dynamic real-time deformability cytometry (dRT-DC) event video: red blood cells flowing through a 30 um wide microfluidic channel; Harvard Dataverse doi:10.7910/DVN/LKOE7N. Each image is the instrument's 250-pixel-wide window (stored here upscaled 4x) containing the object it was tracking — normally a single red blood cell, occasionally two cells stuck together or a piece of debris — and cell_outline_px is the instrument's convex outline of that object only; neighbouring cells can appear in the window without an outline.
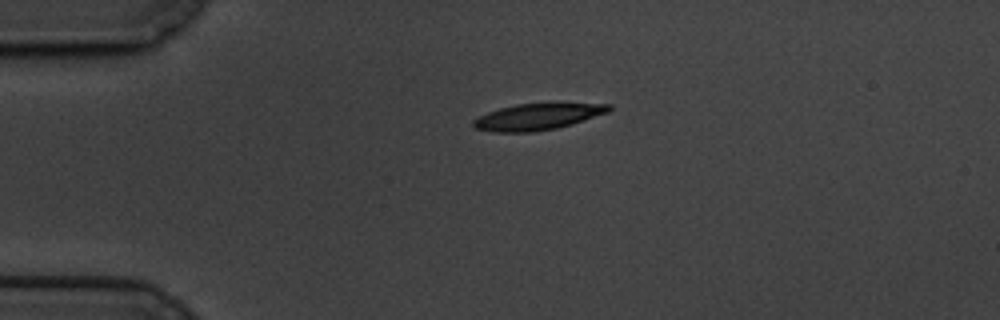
{"species": "common noctule bat (a hibernating species)", "species_latin": "Nyctalus noctula", "temperature_condition": "cold", "stored_images_in_passage": 47, "camera_frame_rate_fps": 3000, "um_per_image_px": 0.085, "animal": {"sex": "male", "body_mass_g": 19.5, "forearm_length_mm": 54.6}, "frame": {"image": 1, "passage_image": 1, "time_ms": 0.0, "image_size_px": [1000, 320], "cell_outline_px": [[612, 108], [608, 112], [572, 124], [556, 128], [532, 132], [492, 132], [476, 128], [472, 124], [472, 120], [488, 112], [500, 108], [516, 104], [612, 104]], "centroid_in_image_um": [45.66, 9.93], "position_along_channel_um": 39.3, "area_um2": 20.46}}
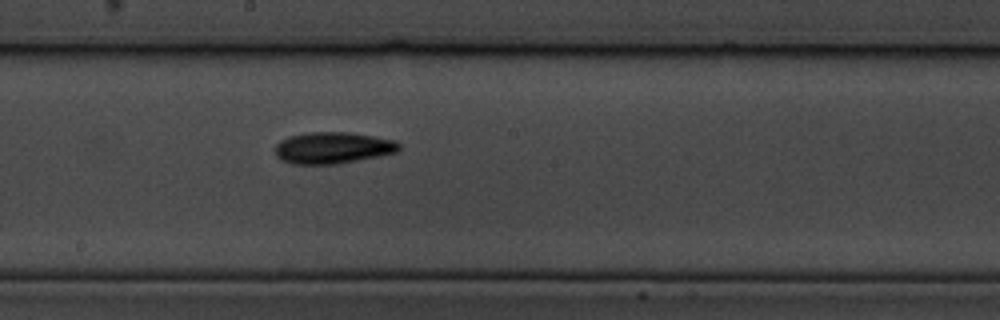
{"frame": {"image": 2, "passage_image": 20, "time_ms": 6.333, "image_size_px": [1000, 320], "cell_outline_px": [[400, 148], [396, 152], [380, 156], [336, 164], [292, 164], [280, 160], [276, 156], [276, 144], [280, 140], [288, 136], [308, 132], [348, 132], [396, 140], [400, 144]], "centroid_in_image_um": [28.27, 12.56], "position_along_channel_um": 219.9, "area_um2": 22.89}}
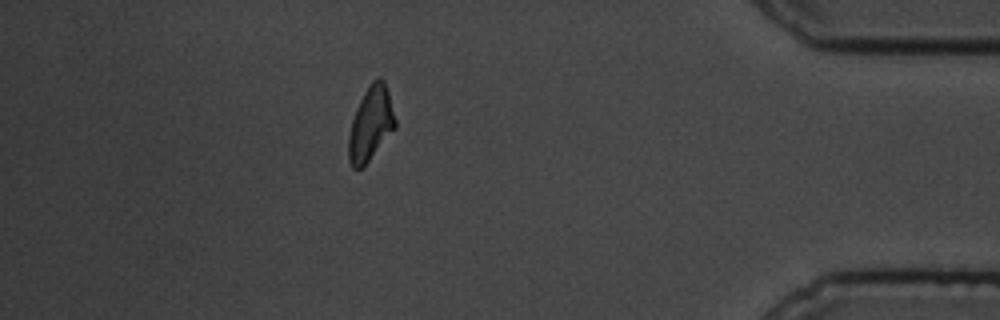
{"frame": {"image": 3, "passage_image": 40, "time_ms": 13.0, "image_size_px": [1000, 320], "cell_outline_px": [[396, 128], [368, 160], [360, 168], [352, 168], [348, 160], [348, 136], [352, 120], [356, 108], [368, 84], [372, 80], [380, 76], [384, 80], [388, 92], [396, 120]], "centroid_in_image_um": [31.5, 10.48], "position_along_channel_um": 403.7, "area_um2": 20.0}, "authors_computed_cell_mechanics": {"area_um2": 21.1548, "velocity_mm_per_s": 3.368, "shape_relaxation_time_tau1_ms": 3.2869, "shape_relaxation_time_tau2_ms": null, "deformation_change_tau1": 0.1352, "deformation_change_tau2": null}}